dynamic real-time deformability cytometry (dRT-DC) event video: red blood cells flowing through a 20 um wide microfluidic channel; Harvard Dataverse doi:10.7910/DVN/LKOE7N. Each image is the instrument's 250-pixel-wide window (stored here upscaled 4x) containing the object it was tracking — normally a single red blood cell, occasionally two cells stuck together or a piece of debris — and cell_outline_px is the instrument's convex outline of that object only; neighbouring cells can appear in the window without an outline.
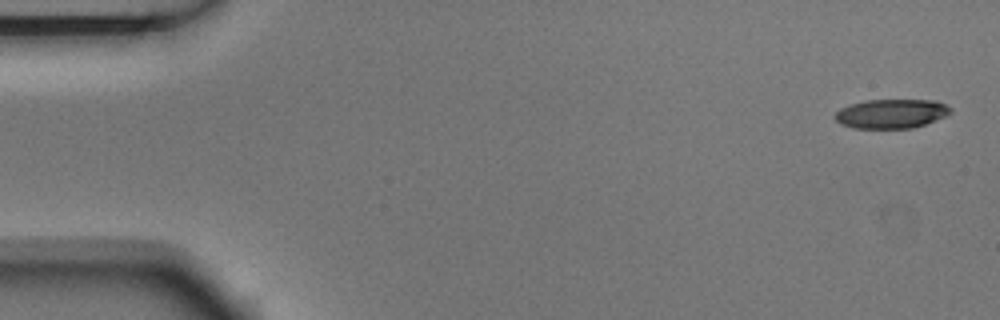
{"species": "Egyptian fruit bat (a non-hibernating species)", "species_latin": "Rousettus aegyptiacus", "temperature_condition": "room temperature", "stored_images_in_passage": 4, "camera_frame_rate_fps": 3000, "um_per_image_px": 0.085, "animal": {"sex": "male"}, "frame": {"image": 1, "passage_image": 1, "time_ms": 0.0, "image_size_px": [1000, 320], "cell_outline_px": [[952, 112], [944, 116], [924, 124], [912, 128], [852, 128], [840, 124], [832, 116], [840, 108], [852, 104], [868, 100], [936, 100], [952, 108]], "centroid_in_image_um": [75.73, 9.66], "position_along_channel_um": 9.3, "area_um2": 19.59}}